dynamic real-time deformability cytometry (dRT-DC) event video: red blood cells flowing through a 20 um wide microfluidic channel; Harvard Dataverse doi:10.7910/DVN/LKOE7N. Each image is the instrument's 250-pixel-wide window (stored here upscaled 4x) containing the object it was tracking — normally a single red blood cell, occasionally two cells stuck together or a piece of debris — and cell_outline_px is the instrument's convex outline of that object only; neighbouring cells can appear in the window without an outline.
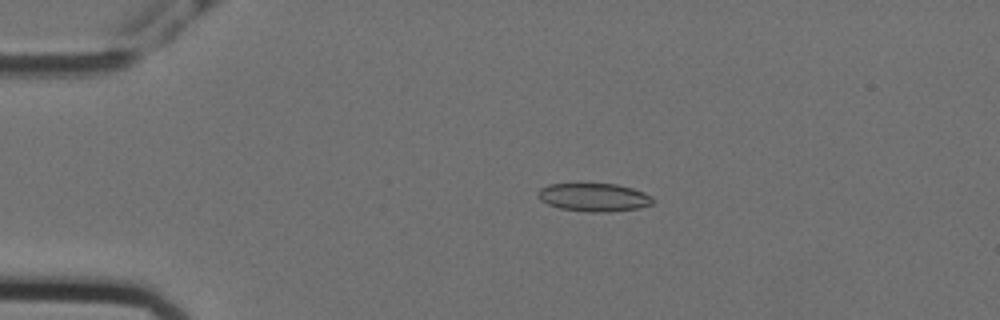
{"species": "Egyptian fruit bat (a non-hibernating species)", "species_latin": "Rousettus aegyptiacus", "temperature_condition": "cold", "stored_images_in_passage": 56, "camera_frame_rate_fps": 3000, "um_per_image_px": 0.085, "animal": {"sex": "female"}, "frame": {"image": 1, "passage_image": 11, "time_ms": 3.333, "image_size_px": [1000, 320], "cell_outline_px": [[652, 204], [640, 208], [608, 212], [588, 212], [560, 208], [548, 204], [540, 200], [536, 192], [540, 188], [548, 184], [580, 180], [616, 184], [632, 188], [644, 192], [652, 196]], "centroid_in_image_um": [50.42, 16.71], "position_along_channel_um": 34.6, "area_um2": 19.88}}
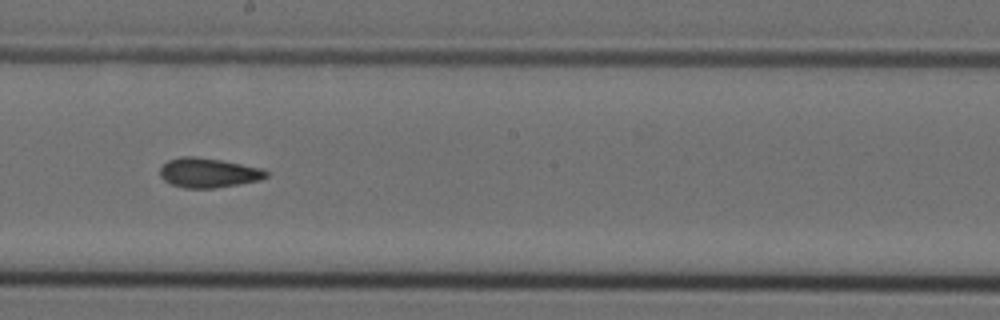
{"frame": {"image": 2, "passage_image": 31, "time_ms": 10.0, "image_size_px": [1000, 320], "cell_outline_px": [[268, 176], [260, 180], [240, 184], [216, 188], [184, 188], [172, 184], [164, 180], [160, 176], [160, 168], [168, 160], [180, 156], [192, 156], [220, 160], [264, 168], [268, 172]], "centroid_in_image_um": [17.73, 14.69], "position_along_channel_um": 230.5, "area_um2": 18.38}}
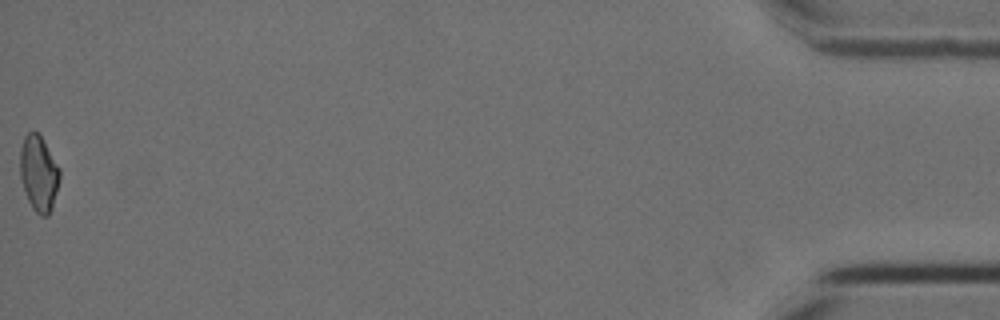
{"frame": {"image": 3, "passage_image": 56, "time_ms": 18.333, "image_size_px": [1000, 320], "cell_outline_px": [[60, 176], [52, 208], [48, 216], [40, 216], [32, 208], [28, 200], [20, 176], [20, 148], [24, 136], [32, 128], [40, 136], [60, 168]], "centroid_in_image_um": [3.28, 14.73], "position_along_channel_um": 431.9, "area_um2": 17.4}, "authors_computed_cell_mechanics": {"area_um2": 18.1781, "velocity_mm_per_s": 3.5759, "shape_relaxation_time_tau1_ms": null, "shape_relaxation_time_tau2_ms": 3.1175, "deformation_change_tau1": null, "deformation_change_tau2": 0.1051}}